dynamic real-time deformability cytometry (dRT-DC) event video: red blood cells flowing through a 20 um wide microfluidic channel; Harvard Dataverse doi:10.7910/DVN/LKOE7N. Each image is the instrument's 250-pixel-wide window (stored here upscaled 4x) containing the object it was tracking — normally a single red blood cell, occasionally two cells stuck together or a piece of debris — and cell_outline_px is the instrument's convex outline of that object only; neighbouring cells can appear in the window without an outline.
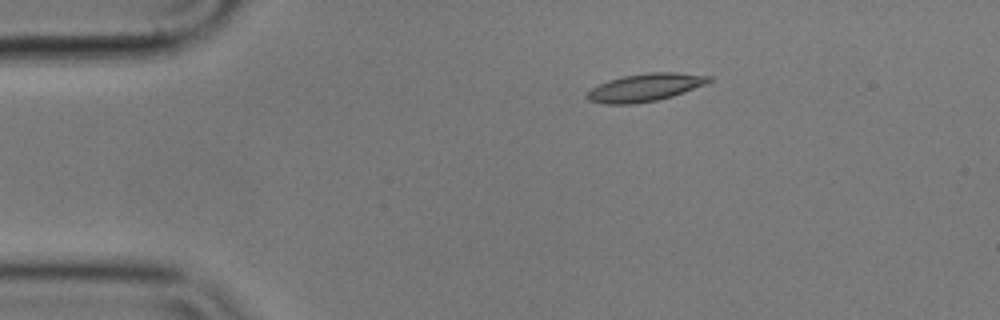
{"species": "common noctule bat (a hibernating species)", "species_latin": "Nyctalus noctula", "temperature_condition": "cold", "stored_images_in_passage": 47, "camera_frame_rate_fps": 3000, "um_per_image_px": 0.085, "animal": {"sex": "male", "body_mass_g": 17.9}, "frame": {"image": 1, "passage_image": 1, "time_ms": 0.0, "image_size_px": [1000, 320], "cell_outline_px": [[712, 80], [704, 84], [684, 92], [672, 96], [656, 100], [632, 104], [604, 104], [588, 100], [584, 96], [592, 88], [608, 80], [624, 76], [648, 72], [676, 72], [712, 76]], "centroid_in_image_um": [54.82, 7.43], "position_along_channel_um": 30.2, "area_um2": 19.59}}
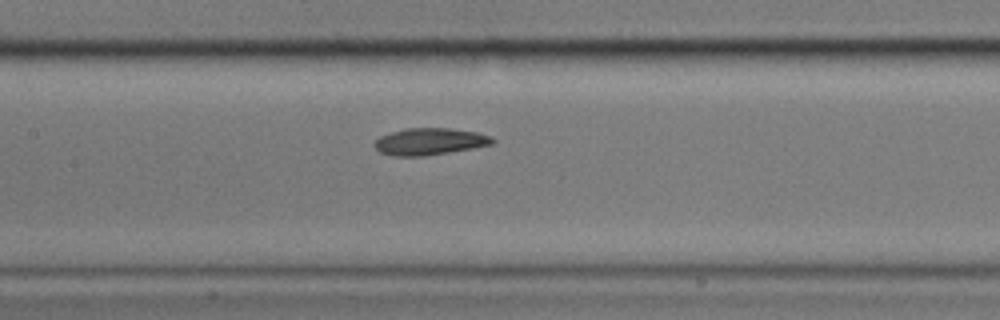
{"frame": {"image": 2, "passage_image": 17, "time_ms": 5.333, "image_size_px": [1000, 320], "cell_outline_px": [[496, 140], [492, 144], [472, 148], [424, 156], [392, 156], [380, 152], [372, 144], [380, 136], [404, 128], [448, 128], [476, 132], [492, 136]], "centroid_in_image_um": [36.51, 12.03], "position_along_channel_um": 170.9, "area_um2": 18.44}}
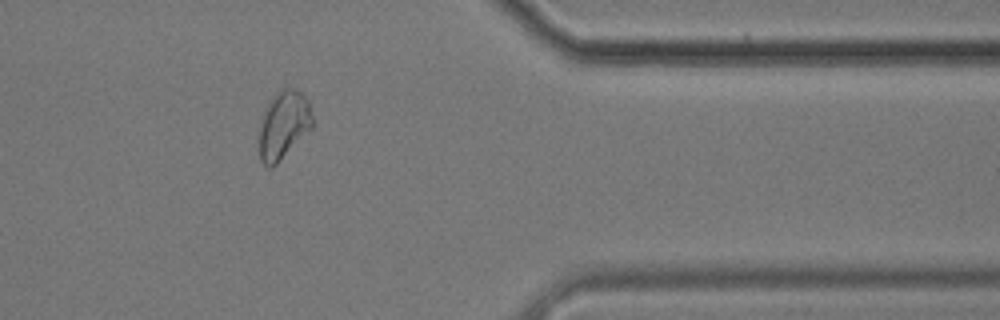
{"frame": {"image": 3, "passage_image": 37, "time_ms": 12.0, "image_size_px": [1000, 320], "cell_outline_px": [[312, 128], [272, 168], [268, 168], [260, 160], [260, 128], [264, 112], [268, 100], [280, 88], [296, 88], [308, 100], [312, 116]], "centroid_in_image_um": [24.1, 10.59], "position_along_channel_um": 387.3, "area_um2": 20.98}, "authors_computed_cell_mechanics": {"area_um2": 18.7272, "velocity_mm_per_s": 3.5264, "shape_relaxation_time_tau1_ms": 5.318, "shape_relaxation_time_tau2_ms": 4.8312, "deformation_change_tau1": 0.1396, "deformation_change_tau2": 0.104}}